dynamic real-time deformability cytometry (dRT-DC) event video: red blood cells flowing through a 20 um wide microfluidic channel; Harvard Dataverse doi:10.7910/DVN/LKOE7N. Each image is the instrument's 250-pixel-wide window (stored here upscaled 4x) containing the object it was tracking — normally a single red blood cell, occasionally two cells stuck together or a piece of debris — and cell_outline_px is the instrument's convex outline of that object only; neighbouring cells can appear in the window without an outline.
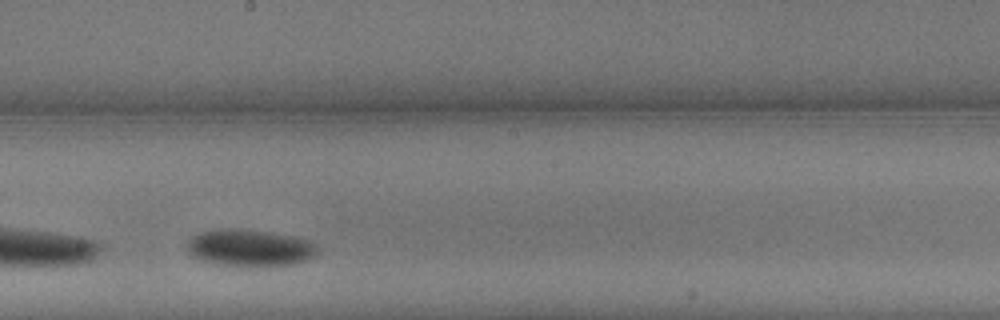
{"species": "common noctule bat (a hibernating species)", "species_latin": "Nyctalus noctula", "temperature_condition": "warm", "stored_images_in_passage": 13, "camera_frame_rate_fps": 3000, "um_per_image_px": 0.085, "animal": {"sex": "male", "body_mass_g": 13.3}, "frame": {"image": 1, "passage_image": 8, "time_ms": 2.333, "image_size_px": [1000, 320], "cell_outline_px": [[316, 252], [308, 260], [292, 264], [220, 264], [204, 260], [192, 256], [184, 248], [188, 240], [192, 236], [200, 232], [216, 228], [240, 228], [268, 232], [292, 236], [308, 240], [316, 244]], "centroid_in_image_um": [21.16, 21.01], "position_along_channel_um": 227.0, "area_um2": 27.46}}
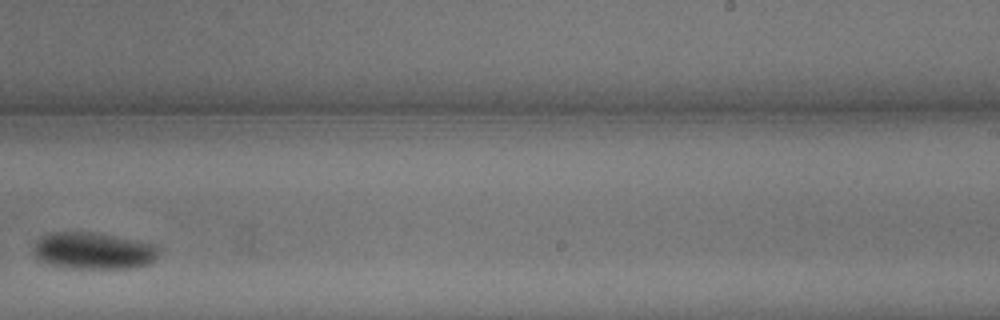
{"frame": {"image": 2, "passage_image": 10, "time_ms": 3.0, "image_size_px": [1000, 320], "cell_outline_px": [[160, 252], [156, 260], [148, 264], [136, 268], [68, 268], [52, 264], [36, 256], [36, 240], [40, 236], [52, 232], [92, 232], [136, 240], [156, 244]], "centroid_in_image_um": [8.03, 21.31], "position_along_channel_um": 281.0, "area_um2": 26.7}}
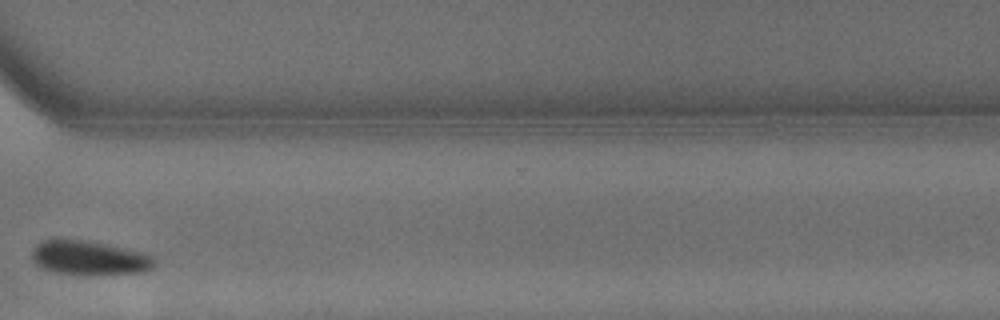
{"frame": {"image": 3, "passage_image": 13, "time_ms": 4.0, "image_size_px": [1000, 320], "cell_outline_px": [[152, 268], [144, 272], [76, 276], [52, 272], [40, 268], [32, 260], [32, 248], [40, 240], [88, 240], [108, 244], [144, 252], [152, 256]], "centroid_in_image_um": [7.53, 21.94], "position_along_channel_um": 363.1, "area_um2": 24.91}}